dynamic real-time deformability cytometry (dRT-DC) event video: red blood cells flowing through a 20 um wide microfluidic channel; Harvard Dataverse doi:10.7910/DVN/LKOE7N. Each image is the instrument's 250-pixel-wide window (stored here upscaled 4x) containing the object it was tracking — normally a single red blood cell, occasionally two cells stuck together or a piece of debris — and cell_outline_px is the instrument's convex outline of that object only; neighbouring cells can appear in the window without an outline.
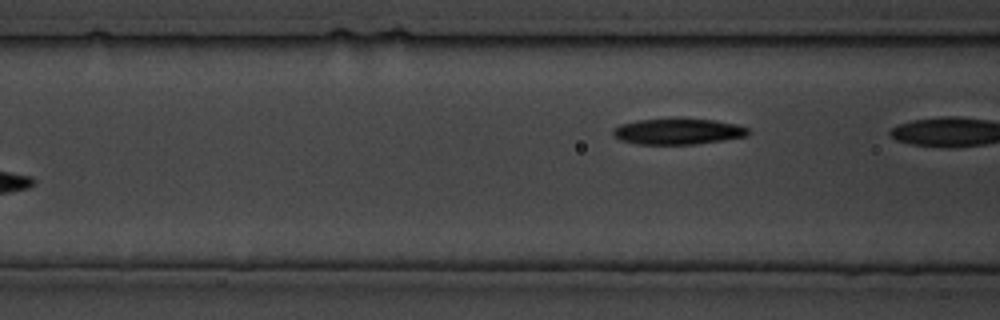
{"species": "common noctule bat (a hibernating species)", "species_latin": "Nyctalus noctula", "temperature_condition": "cold", "stored_images_in_passage": 11, "segment_of_instrument_passage": [2, 2], "camera_frame_rate_fps": 3000, "um_per_image_px": 0.085, "animal": {"sex": "male", "body_mass_g": 19.5, "forearm_length_mm": 54.6}, "frame": {"image": 1, "passage_image": 11, "time_ms": 12.333, "image_size_px": [1000, 320], "cell_outline_px": [[748, 136], [724, 140], [692, 144], [636, 144], [620, 140], [612, 132], [620, 124], [636, 120], [680, 116], [712, 120], [736, 124], [748, 128]], "centroid_in_image_um": [57.62, 11.14], "position_along_channel_um": 109.0, "area_um2": 20.92}}